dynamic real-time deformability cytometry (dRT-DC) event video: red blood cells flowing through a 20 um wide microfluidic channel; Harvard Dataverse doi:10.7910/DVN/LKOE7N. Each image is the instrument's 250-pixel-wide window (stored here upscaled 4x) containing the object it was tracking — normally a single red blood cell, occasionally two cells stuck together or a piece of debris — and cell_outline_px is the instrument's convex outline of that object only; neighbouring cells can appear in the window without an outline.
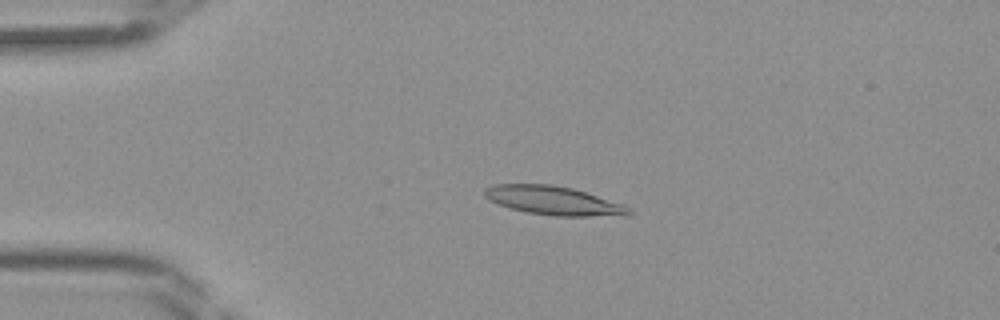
{"species": "Egyptian fruit bat (a non-hibernating species)", "species_latin": "Rousettus aegyptiacus", "temperature_condition": "room temperature", "stored_images_in_passage": 36, "camera_frame_rate_fps": 3000, "um_per_image_px": 0.085, "frame": {"image": 1, "passage_image": 2, "time_ms": 0.333, "image_size_px": [1000, 320], "cell_outline_px": [[632, 212], [628, 216], [556, 216], [528, 212], [508, 208], [488, 200], [484, 196], [484, 188], [496, 184], [552, 184], [572, 188], [624, 204], [632, 208]], "centroid_in_image_um": [47.07, 17.05], "position_along_channel_um": 37.9, "area_um2": 24.39}}
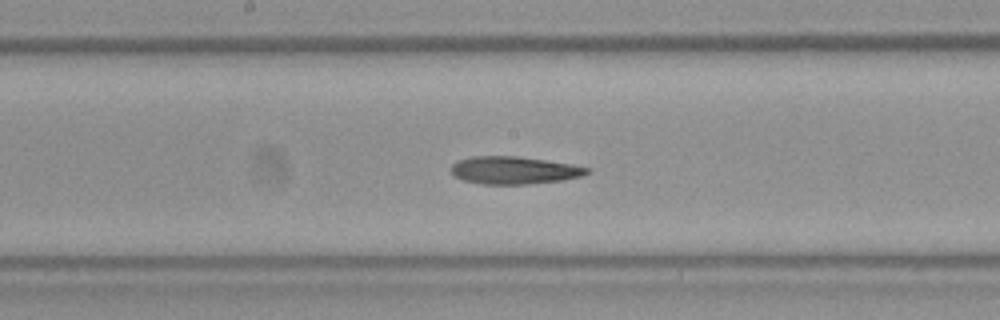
{"frame": {"image": 2, "passage_image": 15, "time_ms": 4.667, "image_size_px": [1000, 320], "cell_outline_px": [[592, 172], [580, 176], [564, 180], [528, 184], [484, 184], [464, 180], [456, 176], [448, 168], [456, 160], [472, 156], [516, 156], [572, 164], [592, 168]], "centroid_in_image_um": [43.71, 14.47], "position_along_channel_um": 204.5, "area_um2": 21.96}}
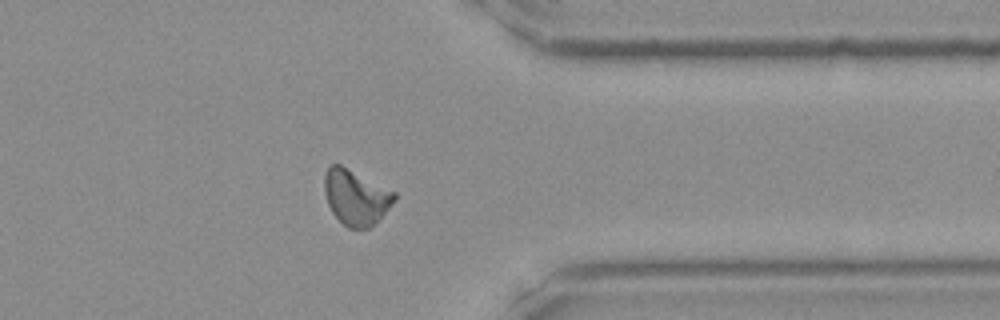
{"frame": {"image": 3, "passage_image": 27, "time_ms": 8.667, "image_size_px": [1000, 320], "cell_outline_px": [[396, 200], [368, 228], [348, 228], [332, 212], [328, 204], [324, 192], [324, 176], [328, 164], [340, 164], [396, 192]], "centroid_in_image_um": [30.22, 16.73], "position_along_channel_um": 381.2, "area_um2": 22.25}}